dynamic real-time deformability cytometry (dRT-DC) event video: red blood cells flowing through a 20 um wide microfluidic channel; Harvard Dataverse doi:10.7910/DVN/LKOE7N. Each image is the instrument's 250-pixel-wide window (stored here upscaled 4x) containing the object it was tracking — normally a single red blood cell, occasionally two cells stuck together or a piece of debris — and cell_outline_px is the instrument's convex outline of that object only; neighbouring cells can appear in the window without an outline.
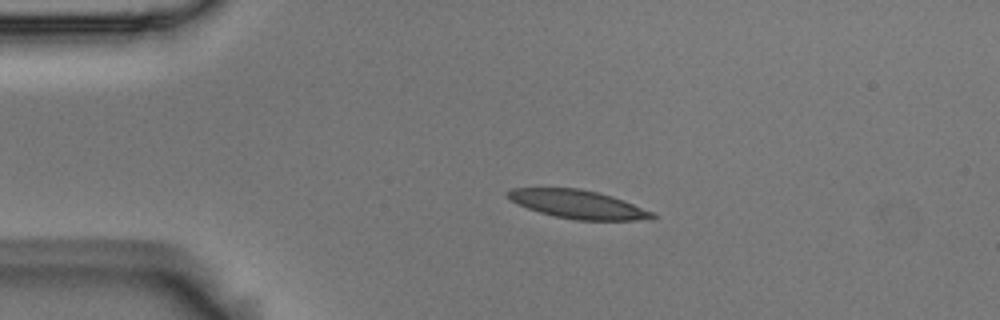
{"species": "Egyptian fruit bat (a non-hibernating species)", "species_latin": "Rousettus aegyptiacus", "temperature_condition": "room temperature", "stored_images_in_passage": 2, "camera_frame_rate_fps": 3000, "um_per_image_px": 0.085, "animal": {"sex": "male"}, "frame": {"image": 1, "passage_image": 1, "time_ms": 0.0, "image_size_px": [1000, 320], "cell_outline_px": [[656, 216], [652, 220], [576, 220], [556, 216], [540, 212], [528, 208], [512, 200], [504, 192], [512, 188], [580, 188], [600, 192], [624, 200], [656, 212]], "centroid_in_image_um": [49.22, 17.36], "position_along_channel_um": 35.8, "area_um2": 24.04}}